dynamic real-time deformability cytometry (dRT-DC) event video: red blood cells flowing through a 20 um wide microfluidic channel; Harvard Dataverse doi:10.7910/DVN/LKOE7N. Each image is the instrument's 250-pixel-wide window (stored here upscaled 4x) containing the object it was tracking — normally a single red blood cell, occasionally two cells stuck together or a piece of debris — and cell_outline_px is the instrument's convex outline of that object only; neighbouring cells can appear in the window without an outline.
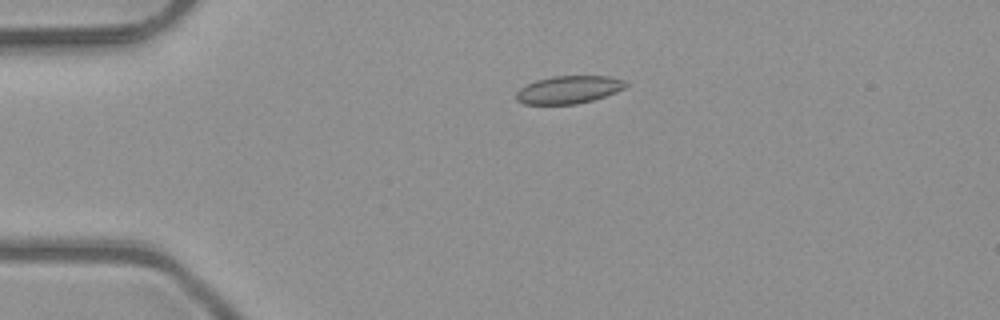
{"species": "common noctule bat (a hibernating species)", "species_latin": "Nyctalus noctula", "temperature_condition": "room temperature", "stored_images_in_passage": 2, "camera_frame_rate_fps": 3000, "um_per_image_px": 0.085, "animal": {"sex": "male", "body_mass_g": 23.1, "forearm_length_mm": 52.7}, "frame": {"image": 1, "passage_image": 1, "time_ms": 0.0, "image_size_px": [1000, 320], "cell_outline_px": [[628, 84], [624, 88], [616, 92], [592, 100], [576, 104], [524, 104], [516, 100], [516, 92], [520, 88], [536, 80], [552, 76], [612, 76], [624, 80]], "centroid_in_image_um": [48.34, 7.62], "position_along_channel_um": 36.7, "area_um2": 17.69}}